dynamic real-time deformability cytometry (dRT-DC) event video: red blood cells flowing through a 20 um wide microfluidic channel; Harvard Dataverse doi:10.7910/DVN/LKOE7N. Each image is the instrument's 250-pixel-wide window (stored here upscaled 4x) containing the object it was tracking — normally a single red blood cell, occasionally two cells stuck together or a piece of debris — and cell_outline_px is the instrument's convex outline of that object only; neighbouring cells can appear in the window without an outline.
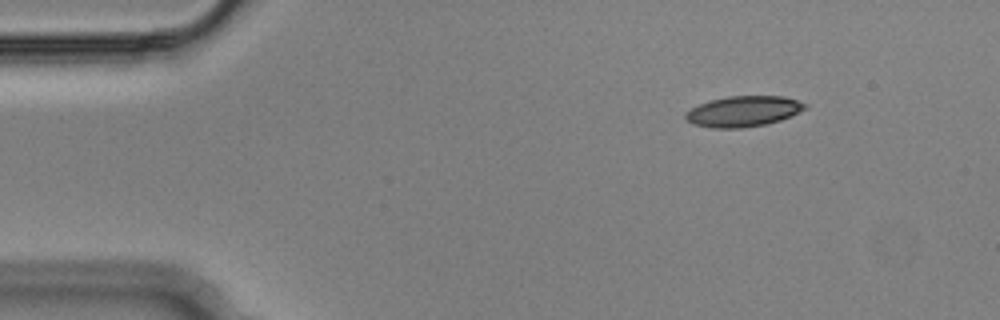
{"species": "Egyptian fruit bat (a non-hibernating species)", "species_latin": "Rousettus aegyptiacus", "temperature_condition": "cold", "stored_images_in_passage": 48, "camera_frame_rate_fps": 3000, "um_per_image_px": 0.085, "animal": {"sex": "male"}, "frame": {"image": 1, "passage_image": 1, "time_ms": 0.0, "image_size_px": [1000, 320], "cell_outline_px": [[808, 108], [780, 120], [764, 124], [740, 128], [712, 128], [692, 124], [684, 116], [684, 112], [700, 104], [712, 100], [728, 96], [784, 96], [808, 104]], "centroid_in_image_um": [63.18, 9.46], "position_along_channel_um": 21.8, "area_um2": 21.21}}
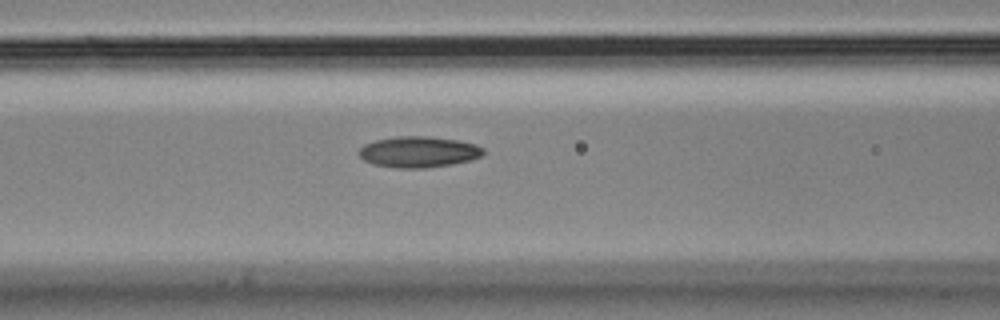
{"frame": {"image": 2, "passage_image": 16, "time_ms": 5.0, "image_size_px": [1000, 320], "cell_outline_px": [[484, 152], [480, 156], [468, 160], [452, 164], [424, 168], [396, 168], [372, 164], [364, 160], [360, 156], [360, 148], [364, 144], [376, 140], [396, 136], [428, 136], [456, 140], [476, 144], [484, 148]], "centroid_in_image_um": [35.56, 12.91], "position_along_channel_um": 131.0, "area_um2": 22.37}}
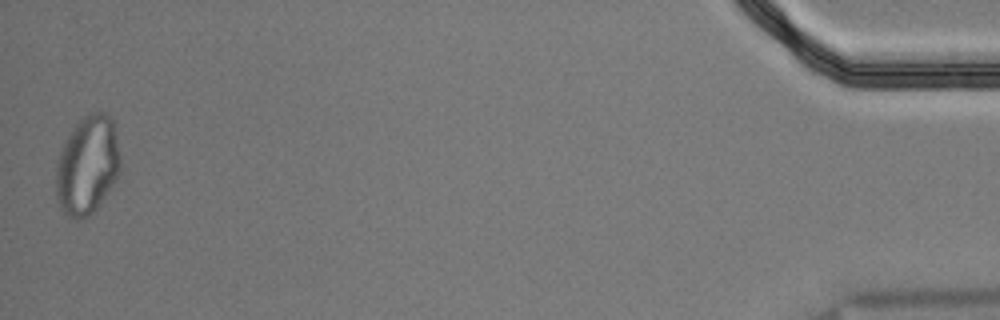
{"frame": {"image": 3, "passage_image": 48, "time_ms": 15.667, "image_size_px": [1000, 320], "cell_outline_px": [[120, 172], [96, 208], [88, 216], [76, 220], [68, 216], [60, 208], [56, 196], [56, 160], [68, 136], [76, 124], [84, 116], [92, 112], [104, 112], [112, 120], [120, 152]], "centroid_in_image_um": [7.41, 14.05], "position_along_channel_um": 427.8, "area_um2": 36.65}, "authors_computed_cell_mechanics": {"area_um2": 21.964, "velocity_mm_per_s": 3.6512, "shape_relaxation_time_tau1_ms": null, "shape_relaxation_time_tau2_ms": 7.1024, "deformation_change_tau1": null, "deformation_change_tau2": 0.1274}}